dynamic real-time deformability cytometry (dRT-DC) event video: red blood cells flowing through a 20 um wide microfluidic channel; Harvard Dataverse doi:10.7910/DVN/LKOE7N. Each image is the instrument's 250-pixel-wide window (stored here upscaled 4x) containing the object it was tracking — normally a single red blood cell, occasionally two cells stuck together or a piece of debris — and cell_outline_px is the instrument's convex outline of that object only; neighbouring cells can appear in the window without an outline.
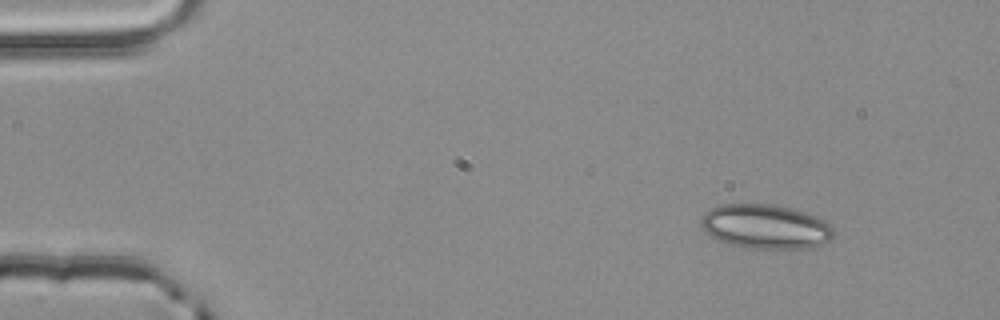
{"species": "common noctule bat (a hibernating species)", "species_latin": "Nyctalus noctula", "temperature_condition": "room temperature", "stored_images_in_passage": 3, "camera_frame_rate_fps": 3000, "um_per_image_px": 0.085, "animal": {"sex": "male", "body_mass_g": 20.4}, "frame": {"image": 1, "passage_image": 1, "time_ms": 0.0, "image_size_px": [1000, 320], "cell_outline_px": [[832, 236], [828, 240], [820, 244], [808, 248], [748, 248], [728, 244], [716, 240], [708, 236], [704, 232], [700, 224], [700, 220], [704, 212], [720, 204], [772, 204], [804, 212], [828, 220], [832, 228]], "centroid_in_image_um": [65.0, 19.26], "position_along_channel_um": 20.0, "area_um2": 34.39}}